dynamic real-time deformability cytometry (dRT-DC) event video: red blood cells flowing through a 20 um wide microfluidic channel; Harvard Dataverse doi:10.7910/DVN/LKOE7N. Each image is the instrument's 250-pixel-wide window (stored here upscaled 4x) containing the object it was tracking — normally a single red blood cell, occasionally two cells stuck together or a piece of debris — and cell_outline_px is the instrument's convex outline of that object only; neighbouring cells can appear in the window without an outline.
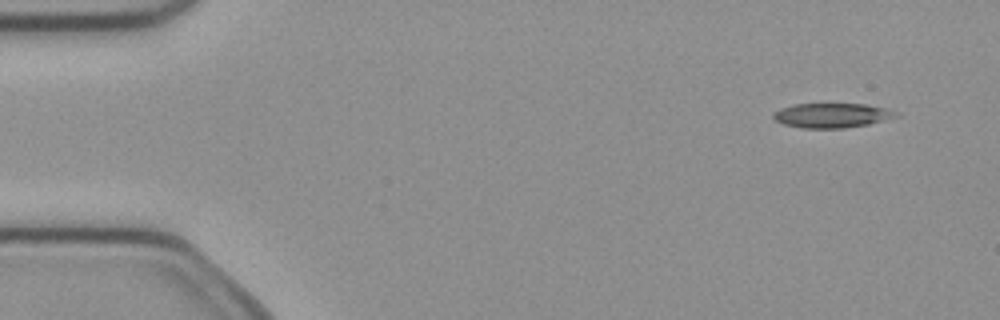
{"species": "common noctule bat (a hibernating species)", "species_latin": "Nyctalus noctula", "temperature_condition": "cold", "stored_images_in_passage": 3, "camera_frame_rate_fps": 3000, "um_per_image_px": 0.085, "animal": {"sex": "female", "body_mass_g": 21.9}, "frame": {"image": 1, "passage_image": 1, "time_ms": 0.0, "image_size_px": [1000, 320], "cell_outline_px": [[900, 116], [868, 124], [844, 128], [804, 128], [784, 124], [776, 120], [772, 116], [772, 112], [780, 108], [796, 104], [868, 104], [888, 108], [900, 112]], "centroid_in_image_um": [70.76, 9.8], "position_along_channel_um": 14.2, "area_um2": 17.69}}